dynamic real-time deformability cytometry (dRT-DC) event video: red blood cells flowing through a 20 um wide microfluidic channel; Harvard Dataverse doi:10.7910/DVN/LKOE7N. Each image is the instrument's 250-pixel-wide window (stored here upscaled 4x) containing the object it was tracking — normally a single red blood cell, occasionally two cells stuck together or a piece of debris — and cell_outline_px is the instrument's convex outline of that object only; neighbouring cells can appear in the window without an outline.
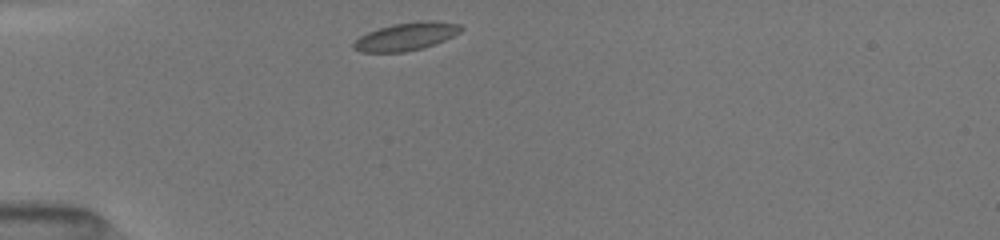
{"species": "common noctule bat (a hibernating species)", "species_latin": "Nyctalus noctula", "temperature_condition": "room temperature", "stored_images_in_passage": 50, "camera_frame_rate_fps": 3000, "um_per_image_px": 0.085, "animal": {"sex": "female", "body_mass_g": 19.5, "forearm_length_mm": 54.1}, "frame": {"image": 1, "passage_image": 1, "time_ms": 0.0, "image_size_px": [1000, 240], "cell_outline_px": [[464, 28], [460, 32], [444, 40], [424, 48], [404, 52], [360, 52], [352, 48], [352, 44], [360, 36], [368, 32], [392, 24], [420, 20], [432, 20], [460, 24]], "centroid_in_image_um": [34.53, 3.1], "position_along_channel_um": 50.5, "area_um2": 17.51}}
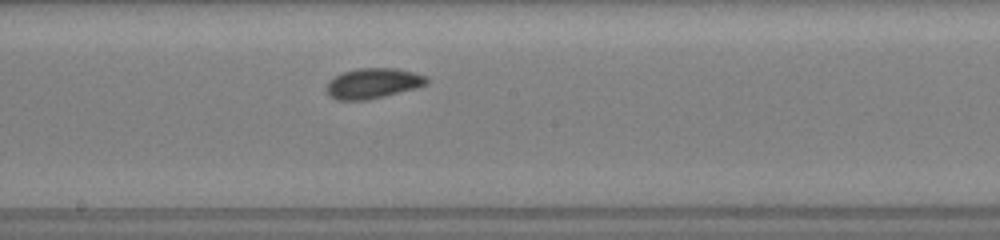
{"frame": {"image": 2, "passage_image": 15, "time_ms": 4.667, "image_size_px": [1000, 240], "cell_outline_px": [[428, 84], [416, 88], [368, 100], [336, 100], [328, 96], [328, 80], [332, 76], [344, 72], [360, 68], [396, 68], [428, 76]], "centroid_in_image_um": [31.7, 7.08], "position_along_channel_um": 216.5, "area_um2": 17.74}}
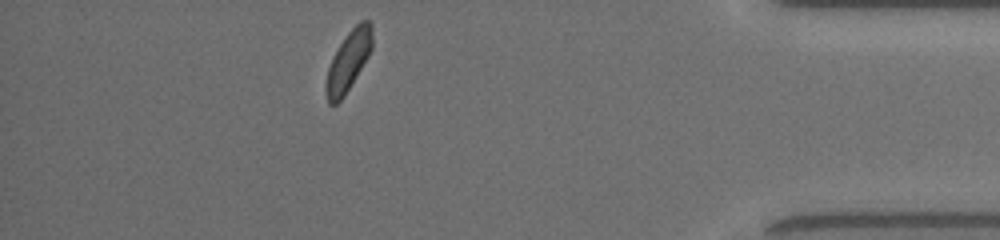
{"frame": {"image": 3, "passage_image": 38, "time_ms": 10.333, "image_size_px": [1000, 240], "cell_outline_px": [[372, 48], [368, 56], [344, 96], [336, 104], [328, 104], [324, 88], [328, 68], [332, 56], [348, 32], [360, 20], [368, 20], [372, 24]], "centroid_in_image_um": [29.59, 5.18], "position_along_channel_um": 405.6, "area_um2": 16.07}, "authors_computed_cell_mechanics": {"area_um2": 16.473, "velocity_mm_per_s": 4.0148, "shape_relaxation_time_tau1_ms": 2.2627, "shape_relaxation_time_tau2_ms": 2.2116, "deformation_change_tau1": 0.0741, "deformation_change_tau2": 0.0696}}